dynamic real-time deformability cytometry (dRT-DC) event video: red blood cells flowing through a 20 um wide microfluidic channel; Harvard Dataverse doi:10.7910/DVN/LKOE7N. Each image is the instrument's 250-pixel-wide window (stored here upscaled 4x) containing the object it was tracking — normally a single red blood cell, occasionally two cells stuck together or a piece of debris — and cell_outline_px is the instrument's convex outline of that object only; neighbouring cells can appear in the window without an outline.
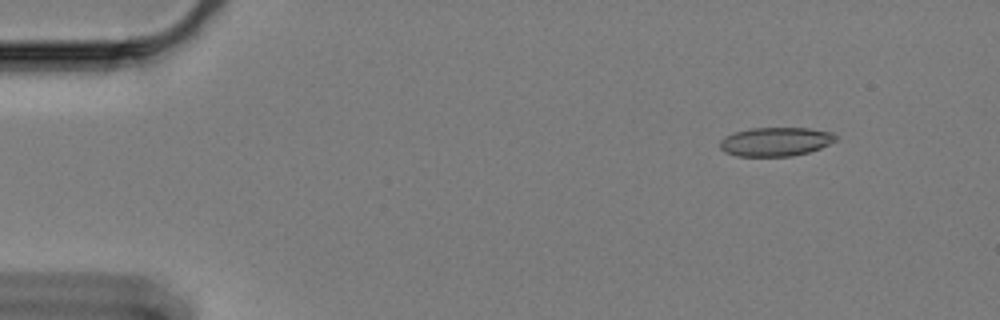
{"species": "Egyptian fruit bat (a non-hibernating species)", "species_latin": "Rousettus aegyptiacus", "temperature_condition": "cold", "stored_images_in_passage": 54, "camera_frame_rate_fps": 3000, "um_per_image_px": 0.085, "animal": {"sex": "female"}, "frame": {"image": 1, "passage_image": 1, "time_ms": 0.0, "image_size_px": [1000, 320], "cell_outline_px": [[836, 140], [820, 148], [808, 152], [792, 156], [736, 156], [724, 152], [720, 148], [720, 140], [736, 132], [752, 128], [808, 128], [832, 132], [836, 136]], "centroid_in_image_um": [65.92, 12.05], "position_along_channel_um": 19.1, "area_um2": 19.31}}
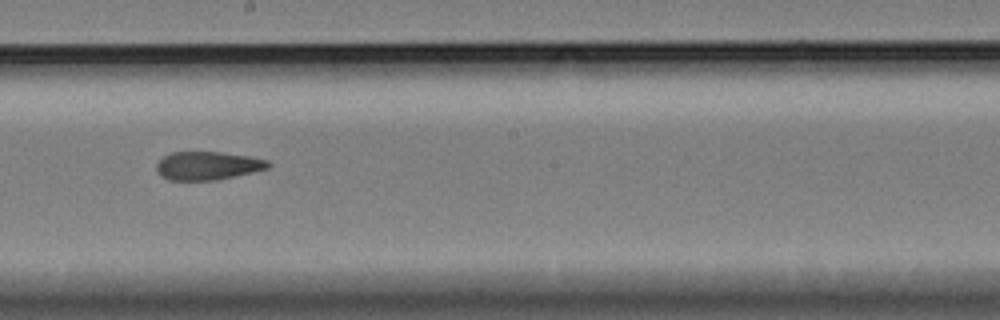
{"frame": {"image": 2, "passage_image": 28, "time_ms": 9.0, "image_size_px": [1000, 320], "cell_outline_px": [[272, 164], [268, 168], [216, 180], [168, 180], [156, 168], [156, 164], [164, 156], [172, 152], [220, 152], [248, 156], [268, 160]], "centroid_in_image_um": [17.67, 14.07], "position_along_channel_um": 230.5, "area_um2": 18.15}}
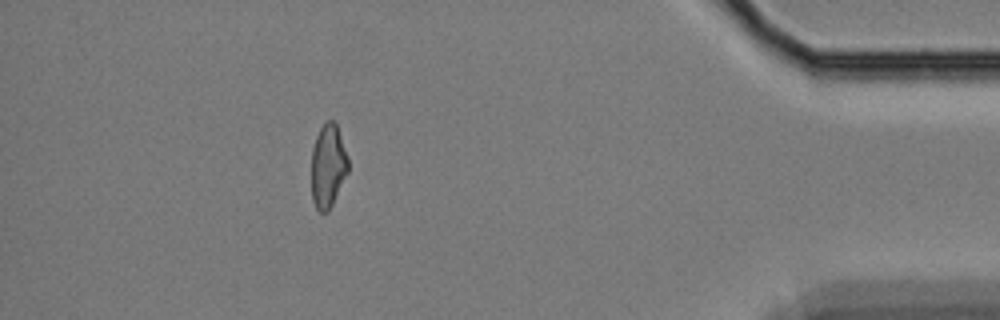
{"frame": {"image": 3, "passage_image": 48, "time_ms": 15.667, "image_size_px": [1000, 320], "cell_outline_px": [[348, 172], [328, 212], [320, 212], [316, 208], [312, 200], [312, 148], [316, 136], [320, 128], [328, 120], [332, 120], [336, 124], [348, 156]], "centroid_in_image_um": [27.88, 14.11], "position_along_channel_um": 407.3, "area_um2": 17.74}, "authors_computed_cell_mechanics": {"area_um2": 19.3052, "velocity_mm_per_s": 3.3542, "shape_relaxation_time_tau1_ms": null, "shape_relaxation_time_tau2_ms": 3.5955, "deformation_change_tau1": null, "deformation_change_tau2": 0.1181}}